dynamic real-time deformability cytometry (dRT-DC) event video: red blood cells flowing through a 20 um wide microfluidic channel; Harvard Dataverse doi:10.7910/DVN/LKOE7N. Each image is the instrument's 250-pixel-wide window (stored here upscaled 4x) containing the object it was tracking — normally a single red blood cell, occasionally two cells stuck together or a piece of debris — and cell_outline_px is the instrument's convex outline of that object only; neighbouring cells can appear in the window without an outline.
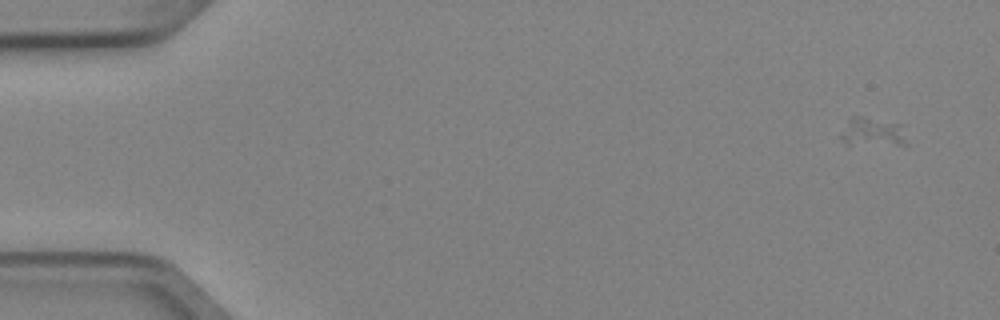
{"species": "Egyptian fruit bat (a non-hibernating species)", "species_latin": "Rousettus aegyptiacus", "temperature_condition": "cold", "stored_images_in_passage": 3, "camera_frame_rate_fps": 3000, "um_per_image_px": 0.085, "animal": {"sex": "female"}, "frame": {"image": 1, "passage_image": 1, "time_ms": 0.0, "image_size_px": [1000, 320], "cell_outline_px": [[904, 144], [848, 144], [840, 136], [848, 120], [852, 116], [860, 116], [904, 124]], "centroid_in_image_um": [74.17, 11.19], "position_along_channel_um": 10.8, "area_um2": 10.69}}